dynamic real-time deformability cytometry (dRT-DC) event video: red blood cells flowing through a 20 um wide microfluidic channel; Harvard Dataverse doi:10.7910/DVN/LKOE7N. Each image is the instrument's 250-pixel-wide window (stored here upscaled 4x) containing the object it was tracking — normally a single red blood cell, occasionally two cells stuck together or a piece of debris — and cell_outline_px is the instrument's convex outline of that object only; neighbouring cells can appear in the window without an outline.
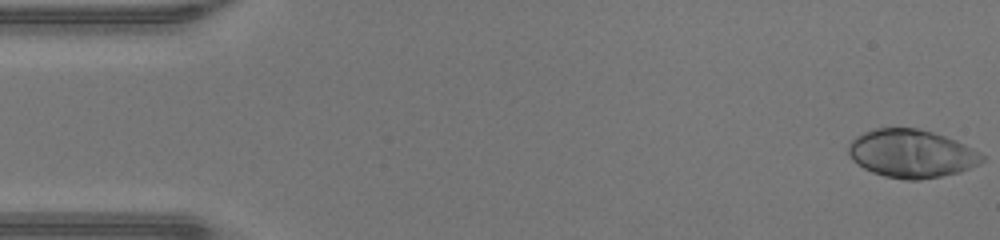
{"species": "human", "species_latin": "Homo sapiens", "temperature_condition": "warm", "stored_images_in_passage": 44, "camera_frame_rate_fps": 3000, "um_per_image_px": 0.085, "donor": {"sex": "male"}, "frame": {"image": 1, "passage_image": 1, "time_ms": 0.0, "image_size_px": [1000, 240], "cell_outline_px": [[984, 160], [980, 164], [960, 172], [940, 176], [916, 180], [908, 180], [884, 176], [872, 172], [864, 168], [852, 160], [848, 152], [848, 144], [856, 136], [864, 132], [876, 128], [916, 128], [932, 132], [956, 140], [980, 152], [984, 156]], "centroid_in_image_um": [77.47, 13.06], "position_along_channel_um": 7.5, "area_um2": 37.4}}
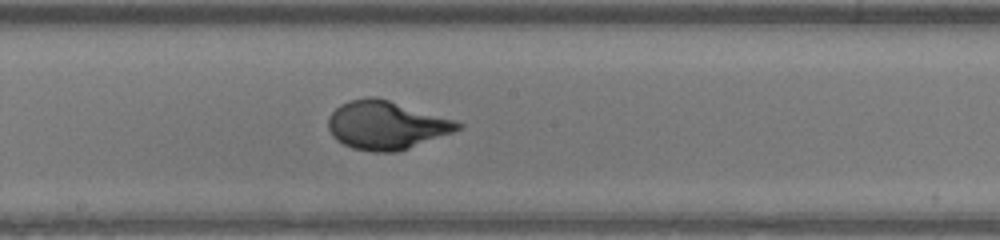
{"frame": {"image": 2, "passage_image": 25, "time_ms": 8.0, "image_size_px": [1000, 240], "cell_outline_px": [[464, 124], [460, 128], [452, 132], [408, 148], [396, 152], [372, 152], [352, 148], [336, 140], [332, 136], [328, 128], [328, 116], [340, 104], [348, 100], [368, 96], [376, 96], [456, 120]], "centroid_in_image_um": [32.79, 10.62], "position_along_channel_um": 215.4, "area_um2": 36.53}}
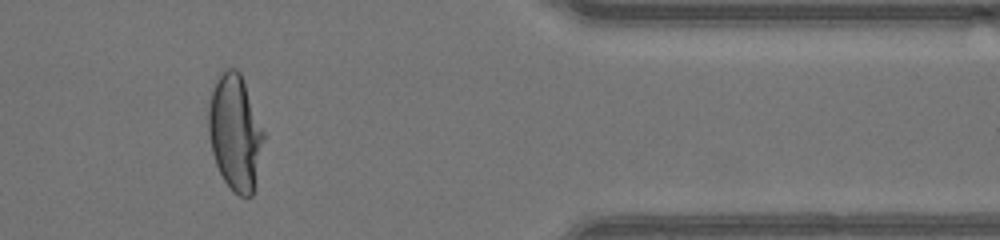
{"frame": {"image": 3, "passage_image": 39, "time_ms": 12.667, "image_size_px": [1000, 240], "cell_outline_px": [[264, 140], [252, 196], [240, 196], [232, 192], [224, 180], [216, 164], [212, 152], [208, 132], [208, 108], [212, 88], [220, 72], [224, 68], [236, 68], [240, 72], [264, 132]], "centroid_in_image_um": [19.96, 11.24], "position_along_channel_um": 391.4, "area_um2": 37.05}}